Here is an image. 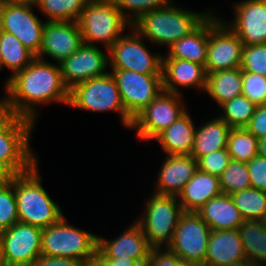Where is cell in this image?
I'll use <instances>...</instances> for the list:
<instances>
[{"label":"cell","mask_w":266,"mask_h":266,"mask_svg":"<svg viewBox=\"0 0 266 266\" xmlns=\"http://www.w3.org/2000/svg\"><path fill=\"white\" fill-rule=\"evenodd\" d=\"M180 266H198V265L193 264V263H186V262H183Z\"/></svg>","instance_id":"816d5d0a"},{"label":"cell","mask_w":266,"mask_h":266,"mask_svg":"<svg viewBox=\"0 0 266 266\" xmlns=\"http://www.w3.org/2000/svg\"><path fill=\"white\" fill-rule=\"evenodd\" d=\"M231 129L218 115L197 127L191 156L197 160L213 151L226 149Z\"/></svg>","instance_id":"4316f807"},{"label":"cell","mask_w":266,"mask_h":266,"mask_svg":"<svg viewBox=\"0 0 266 266\" xmlns=\"http://www.w3.org/2000/svg\"><path fill=\"white\" fill-rule=\"evenodd\" d=\"M90 0H38L35 4L48 22L77 21Z\"/></svg>","instance_id":"4dcf8cb0"},{"label":"cell","mask_w":266,"mask_h":266,"mask_svg":"<svg viewBox=\"0 0 266 266\" xmlns=\"http://www.w3.org/2000/svg\"><path fill=\"white\" fill-rule=\"evenodd\" d=\"M205 93L219 106L242 95V70L240 67L207 73Z\"/></svg>","instance_id":"83f0119b"},{"label":"cell","mask_w":266,"mask_h":266,"mask_svg":"<svg viewBox=\"0 0 266 266\" xmlns=\"http://www.w3.org/2000/svg\"><path fill=\"white\" fill-rule=\"evenodd\" d=\"M143 214L136 219L153 248H164L171 242L184 212L176 196L152 193L146 199Z\"/></svg>","instance_id":"ba28073f"},{"label":"cell","mask_w":266,"mask_h":266,"mask_svg":"<svg viewBox=\"0 0 266 266\" xmlns=\"http://www.w3.org/2000/svg\"><path fill=\"white\" fill-rule=\"evenodd\" d=\"M9 174L0 166V186L9 179Z\"/></svg>","instance_id":"681fc988"},{"label":"cell","mask_w":266,"mask_h":266,"mask_svg":"<svg viewBox=\"0 0 266 266\" xmlns=\"http://www.w3.org/2000/svg\"><path fill=\"white\" fill-rule=\"evenodd\" d=\"M224 20L213 11L209 15L206 73L241 67L243 43Z\"/></svg>","instance_id":"4fadbf2b"},{"label":"cell","mask_w":266,"mask_h":266,"mask_svg":"<svg viewBox=\"0 0 266 266\" xmlns=\"http://www.w3.org/2000/svg\"><path fill=\"white\" fill-rule=\"evenodd\" d=\"M0 102L15 115L37 123V106L62 103L68 106L69 89L63 82L60 65L35 57L23 70L5 81Z\"/></svg>","instance_id":"6da1fadb"},{"label":"cell","mask_w":266,"mask_h":266,"mask_svg":"<svg viewBox=\"0 0 266 266\" xmlns=\"http://www.w3.org/2000/svg\"><path fill=\"white\" fill-rule=\"evenodd\" d=\"M240 68L266 77V43L243 46Z\"/></svg>","instance_id":"74e56055"},{"label":"cell","mask_w":266,"mask_h":266,"mask_svg":"<svg viewBox=\"0 0 266 266\" xmlns=\"http://www.w3.org/2000/svg\"><path fill=\"white\" fill-rule=\"evenodd\" d=\"M224 266H255L251 261L248 259H242L237 262H232L230 264L224 265Z\"/></svg>","instance_id":"c3c4849f"},{"label":"cell","mask_w":266,"mask_h":266,"mask_svg":"<svg viewBox=\"0 0 266 266\" xmlns=\"http://www.w3.org/2000/svg\"><path fill=\"white\" fill-rule=\"evenodd\" d=\"M183 261L166 247L152 248L146 266H180Z\"/></svg>","instance_id":"b9f144b4"},{"label":"cell","mask_w":266,"mask_h":266,"mask_svg":"<svg viewBox=\"0 0 266 266\" xmlns=\"http://www.w3.org/2000/svg\"><path fill=\"white\" fill-rule=\"evenodd\" d=\"M231 160L232 158L226 148L199 157L196 161L198 170L219 177Z\"/></svg>","instance_id":"ab89813d"},{"label":"cell","mask_w":266,"mask_h":266,"mask_svg":"<svg viewBox=\"0 0 266 266\" xmlns=\"http://www.w3.org/2000/svg\"><path fill=\"white\" fill-rule=\"evenodd\" d=\"M0 266H3L2 261H1V257H0Z\"/></svg>","instance_id":"11a10c76"},{"label":"cell","mask_w":266,"mask_h":266,"mask_svg":"<svg viewBox=\"0 0 266 266\" xmlns=\"http://www.w3.org/2000/svg\"><path fill=\"white\" fill-rule=\"evenodd\" d=\"M174 4L144 13L131 27L149 43L169 48L194 31L212 13L211 9L194 12Z\"/></svg>","instance_id":"7a4b0ae2"},{"label":"cell","mask_w":266,"mask_h":266,"mask_svg":"<svg viewBox=\"0 0 266 266\" xmlns=\"http://www.w3.org/2000/svg\"><path fill=\"white\" fill-rule=\"evenodd\" d=\"M197 213L211 230H235L244 222L230 195L210 199Z\"/></svg>","instance_id":"d4e9b609"},{"label":"cell","mask_w":266,"mask_h":266,"mask_svg":"<svg viewBox=\"0 0 266 266\" xmlns=\"http://www.w3.org/2000/svg\"><path fill=\"white\" fill-rule=\"evenodd\" d=\"M234 19L224 21L243 46L266 43V0H241L233 5Z\"/></svg>","instance_id":"ac0fdd59"},{"label":"cell","mask_w":266,"mask_h":266,"mask_svg":"<svg viewBox=\"0 0 266 266\" xmlns=\"http://www.w3.org/2000/svg\"><path fill=\"white\" fill-rule=\"evenodd\" d=\"M245 258L255 266H266V226L262 220H244L238 229Z\"/></svg>","instance_id":"f1b7e54d"},{"label":"cell","mask_w":266,"mask_h":266,"mask_svg":"<svg viewBox=\"0 0 266 266\" xmlns=\"http://www.w3.org/2000/svg\"><path fill=\"white\" fill-rule=\"evenodd\" d=\"M244 220H263L266 215V191L249 187L230 195Z\"/></svg>","instance_id":"1f68e13d"},{"label":"cell","mask_w":266,"mask_h":266,"mask_svg":"<svg viewBox=\"0 0 266 266\" xmlns=\"http://www.w3.org/2000/svg\"><path fill=\"white\" fill-rule=\"evenodd\" d=\"M98 248V236L75 227L63 216L42 229L41 255L67 257L82 262Z\"/></svg>","instance_id":"52a82bcc"},{"label":"cell","mask_w":266,"mask_h":266,"mask_svg":"<svg viewBox=\"0 0 266 266\" xmlns=\"http://www.w3.org/2000/svg\"><path fill=\"white\" fill-rule=\"evenodd\" d=\"M244 128L257 139L266 137V107L257 106L254 115Z\"/></svg>","instance_id":"7bdbcfd3"},{"label":"cell","mask_w":266,"mask_h":266,"mask_svg":"<svg viewBox=\"0 0 266 266\" xmlns=\"http://www.w3.org/2000/svg\"><path fill=\"white\" fill-rule=\"evenodd\" d=\"M38 163L27 172L14 175V192L19 222L44 229L64 215L59 204L42 186Z\"/></svg>","instance_id":"3957f363"},{"label":"cell","mask_w":266,"mask_h":266,"mask_svg":"<svg viewBox=\"0 0 266 266\" xmlns=\"http://www.w3.org/2000/svg\"><path fill=\"white\" fill-rule=\"evenodd\" d=\"M35 4L0 0V30L13 34L35 56L40 52L45 21L40 19Z\"/></svg>","instance_id":"7c38bea8"},{"label":"cell","mask_w":266,"mask_h":266,"mask_svg":"<svg viewBox=\"0 0 266 266\" xmlns=\"http://www.w3.org/2000/svg\"><path fill=\"white\" fill-rule=\"evenodd\" d=\"M106 52L97 45L83 43L74 54L64 59L59 65L66 87L70 90L89 79L108 74L109 50Z\"/></svg>","instance_id":"2e32d148"},{"label":"cell","mask_w":266,"mask_h":266,"mask_svg":"<svg viewBox=\"0 0 266 266\" xmlns=\"http://www.w3.org/2000/svg\"><path fill=\"white\" fill-rule=\"evenodd\" d=\"M251 187L266 191V158L255 156L247 162Z\"/></svg>","instance_id":"60d3db41"},{"label":"cell","mask_w":266,"mask_h":266,"mask_svg":"<svg viewBox=\"0 0 266 266\" xmlns=\"http://www.w3.org/2000/svg\"><path fill=\"white\" fill-rule=\"evenodd\" d=\"M246 259L238 229L211 230L204 266H224Z\"/></svg>","instance_id":"7402d4cb"},{"label":"cell","mask_w":266,"mask_h":266,"mask_svg":"<svg viewBox=\"0 0 266 266\" xmlns=\"http://www.w3.org/2000/svg\"><path fill=\"white\" fill-rule=\"evenodd\" d=\"M209 39V16L189 35L173 43L162 58H177L205 67Z\"/></svg>","instance_id":"484cf974"},{"label":"cell","mask_w":266,"mask_h":266,"mask_svg":"<svg viewBox=\"0 0 266 266\" xmlns=\"http://www.w3.org/2000/svg\"><path fill=\"white\" fill-rule=\"evenodd\" d=\"M0 59H1V30H0Z\"/></svg>","instance_id":"f5cc1de1"},{"label":"cell","mask_w":266,"mask_h":266,"mask_svg":"<svg viewBox=\"0 0 266 266\" xmlns=\"http://www.w3.org/2000/svg\"><path fill=\"white\" fill-rule=\"evenodd\" d=\"M68 106L97 113L116 112L124 127L130 129L132 126L133 120L125 111L116 80L111 72L75 85L69 90Z\"/></svg>","instance_id":"8992f818"},{"label":"cell","mask_w":266,"mask_h":266,"mask_svg":"<svg viewBox=\"0 0 266 266\" xmlns=\"http://www.w3.org/2000/svg\"><path fill=\"white\" fill-rule=\"evenodd\" d=\"M162 87L164 91L181 94L179 88H198L205 91V67L195 62L177 58H162Z\"/></svg>","instance_id":"ffe728a7"},{"label":"cell","mask_w":266,"mask_h":266,"mask_svg":"<svg viewBox=\"0 0 266 266\" xmlns=\"http://www.w3.org/2000/svg\"><path fill=\"white\" fill-rule=\"evenodd\" d=\"M158 171L155 193L176 196L198 170L197 161L191 155H166Z\"/></svg>","instance_id":"44dd1931"},{"label":"cell","mask_w":266,"mask_h":266,"mask_svg":"<svg viewBox=\"0 0 266 266\" xmlns=\"http://www.w3.org/2000/svg\"><path fill=\"white\" fill-rule=\"evenodd\" d=\"M192 119L187 110L153 140L160 144L167 155H191L197 129Z\"/></svg>","instance_id":"cb8c5ba5"},{"label":"cell","mask_w":266,"mask_h":266,"mask_svg":"<svg viewBox=\"0 0 266 266\" xmlns=\"http://www.w3.org/2000/svg\"><path fill=\"white\" fill-rule=\"evenodd\" d=\"M262 221H263L264 225L266 226V215Z\"/></svg>","instance_id":"db71d44e"},{"label":"cell","mask_w":266,"mask_h":266,"mask_svg":"<svg viewBox=\"0 0 266 266\" xmlns=\"http://www.w3.org/2000/svg\"><path fill=\"white\" fill-rule=\"evenodd\" d=\"M221 194L219 177L197 170L177 198L184 212H197L210 199Z\"/></svg>","instance_id":"603a6c76"},{"label":"cell","mask_w":266,"mask_h":266,"mask_svg":"<svg viewBox=\"0 0 266 266\" xmlns=\"http://www.w3.org/2000/svg\"><path fill=\"white\" fill-rule=\"evenodd\" d=\"M183 96L162 90L132 122L139 141L153 140L159 133L174 123L187 109Z\"/></svg>","instance_id":"30bf717a"},{"label":"cell","mask_w":266,"mask_h":266,"mask_svg":"<svg viewBox=\"0 0 266 266\" xmlns=\"http://www.w3.org/2000/svg\"><path fill=\"white\" fill-rule=\"evenodd\" d=\"M258 156L266 158V137L258 139Z\"/></svg>","instance_id":"7dc6e473"},{"label":"cell","mask_w":266,"mask_h":266,"mask_svg":"<svg viewBox=\"0 0 266 266\" xmlns=\"http://www.w3.org/2000/svg\"><path fill=\"white\" fill-rule=\"evenodd\" d=\"M152 248L136 221L114 239L98 236V249L107 258L128 259L129 257L140 266L147 265Z\"/></svg>","instance_id":"d6986e66"},{"label":"cell","mask_w":266,"mask_h":266,"mask_svg":"<svg viewBox=\"0 0 266 266\" xmlns=\"http://www.w3.org/2000/svg\"><path fill=\"white\" fill-rule=\"evenodd\" d=\"M242 94L256 106H261L266 100V77L242 71Z\"/></svg>","instance_id":"f35d334b"},{"label":"cell","mask_w":266,"mask_h":266,"mask_svg":"<svg viewBox=\"0 0 266 266\" xmlns=\"http://www.w3.org/2000/svg\"><path fill=\"white\" fill-rule=\"evenodd\" d=\"M83 43L104 45L106 51L131 24L124 18L113 0H90L77 20Z\"/></svg>","instance_id":"5b68a950"},{"label":"cell","mask_w":266,"mask_h":266,"mask_svg":"<svg viewBox=\"0 0 266 266\" xmlns=\"http://www.w3.org/2000/svg\"><path fill=\"white\" fill-rule=\"evenodd\" d=\"M223 194L232 195L251 187L247 162L231 160L227 168L219 176Z\"/></svg>","instance_id":"e575fe53"},{"label":"cell","mask_w":266,"mask_h":266,"mask_svg":"<svg viewBox=\"0 0 266 266\" xmlns=\"http://www.w3.org/2000/svg\"><path fill=\"white\" fill-rule=\"evenodd\" d=\"M17 3H29V4H36L38 0H10Z\"/></svg>","instance_id":"f907efd6"},{"label":"cell","mask_w":266,"mask_h":266,"mask_svg":"<svg viewBox=\"0 0 266 266\" xmlns=\"http://www.w3.org/2000/svg\"><path fill=\"white\" fill-rule=\"evenodd\" d=\"M19 221L14 192V175L0 186V232Z\"/></svg>","instance_id":"d590c367"},{"label":"cell","mask_w":266,"mask_h":266,"mask_svg":"<svg viewBox=\"0 0 266 266\" xmlns=\"http://www.w3.org/2000/svg\"><path fill=\"white\" fill-rule=\"evenodd\" d=\"M110 266H140L134 259L108 258Z\"/></svg>","instance_id":"bcb514c9"},{"label":"cell","mask_w":266,"mask_h":266,"mask_svg":"<svg viewBox=\"0 0 266 266\" xmlns=\"http://www.w3.org/2000/svg\"><path fill=\"white\" fill-rule=\"evenodd\" d=\"M82 261L67 257L40 255L29 266H81Z\"/></svg>","instance_id":"ee69618b"},{"label":"cell","mask_w":266,"mask_h":266,"mask_svg":"<svg viewBox=\"0 0 266 266\" xmlns=\"http://www.w3.org/2000/svg\"><path fill=\"white\" fill-rule=\"evenodd\" d=\"M256 105L245 95H239L221 104L222 113L218 115L231 128H244L251 120Z\"/></svg>","instance_id":"d6a6232c"},{"label":"cell","mask_w":266,"mask_h":266,"mask_svg":"<svg viewBox=\"0 0 266 266\" xmlns=\"http://www.w3.org/2000/svg\"><path fill=\"white\" fill-rule=\"evenodd\" d=\"M83 44L77 21H45L40 52L35 56L45 60L46 55L60 64ZM45 56V57H44Z\"/></svg>","instance_id":"e0dca14e"},{"label":"cell","mask_w":266,"mask_h":266,"mask_svg":"<svg viewBox=\"0 0 266 266\" xmlns=\"http://www.w3.org/2000/svg\"><path fill=\"white\" fill-rule=\"evenodd\" d=\"M34 58L35 55L13 34L1 31L0 71L7 67L12 72L7 80L28 66Z\"/></svg>","instance_id":"f546056e"},{"label":"cell","mask_w":266,"mask_h":266,"mask_svg":"<svg viewBox=\"0 0 266 266\" xmlns=\"http://www.w3.org/2000/svg\"><path fill=\"white\" fill-rule=\"evenodd\" d=\"M42 229L22 222L0 232L3 266H29L41 255Z\"/></svg>","instance_id":"9a60e30c"},{"label":"cell","mask_w":266,"mask_h":266,"mask_svg":"<svg viewBox=\"0 0 266 266\" xmlns=\"http://www.w3.org/2000/svg\"><path fill=\"white\" fill-rule=\"evenodd\" d=\"M129 30L131 32H125L109 49V67L112 70H129L139 74H162L163 55L149 51L145 39L132 27Z\"/></svg>","instance_id":"9c48e42d"},{"label":"cell","mask_w":266,"mask_h":266,"mask_svg":"<svg viewBox=\"0 0 266 266\" xmlns=\"http://www.w3.org/2000/svg\"><path fill=\"white\" fill-rule=\"evenodd\" d=\"M127 115L133 120L163 90L162 74H139L129 70H111Z\"/></svg>","instance_id":"5bb4252c"},{"label":"cell","mask_w":266,"mask_h":266,"mask_svg":"<svg viewBox=\"0 0 266 266\" xmlns=\"http://www.w3.org/2000/svg\"><path fill=\"white\" fill-rule=\"evenodd\" d=\"M258 139L245 128H232L227 142V150L236 161L248 162L258 155Z\"/></svg>","instance_id":"836d02e7"},{"label":"cell","mask_w":266,"mask_h":266,"mask_svg":"<svg viewBox=\"0 0 266 266\" xmlns=\"http://www.w3.org/2000/svg\"><path fill=\"white\" fill-rule=\"evenodd\" d=\"M211 228L197 212H183L167 249L183 262L204 266Z\"/></svg>","instance_id":"8fae6325"},{"label":"cell","mask_w":266,"mask_h":266,"mask_svg":"<svg viewBox=\"0 0 266 266\" xmlns=\"http://www.w3.org/2000/svg\"><path fill=\"white\" fill-rule=\"evenodd\" d=\"M81 266H110L109 259L98 248L89 255Z\"/></svg>","instance_id":"f6af8a7d"},{"label":"cell","mask_w":266,"mask_h":266,"mask_svg":"<svg viewBox=\"0 0 266 266\" xmlns=\"http://www.w3.org/2000/svg\"><path fill=\"white\" fill-rule=\"evenodd\" d=\"M124 18L130 23H134L141 15L152 10L164 8L173 0H113Z\"/></svg>","instance_id":"8d00e7d4"},{"label":"cell","mask_w":266,"mask_h":266,"mask_svg":"<svg viewBox=\"0 0 266 266\" xmlns=\"http://www.w3.org/2000/svg\"><path fill=\"white\" fill-rule=\"evenodd\" d=\"M34 124L0 102V166L10 176L25 173L39 162L30 148Z\"/></svg>","instance_id":"277c9868"}]
</instances>
